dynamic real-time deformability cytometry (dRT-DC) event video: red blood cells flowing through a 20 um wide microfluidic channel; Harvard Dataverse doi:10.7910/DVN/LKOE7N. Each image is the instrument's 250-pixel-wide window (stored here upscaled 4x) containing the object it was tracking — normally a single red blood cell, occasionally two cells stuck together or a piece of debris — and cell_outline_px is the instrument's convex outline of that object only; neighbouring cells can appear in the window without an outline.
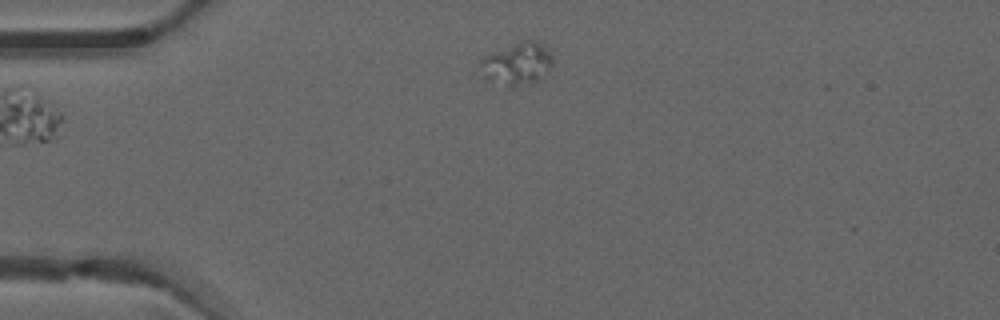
{"species": "common noctule bat (a hibernating species)", "species_latin": "Nyctalus noctula", "temperature_condition": "warm", "stored_images_in_passage": 2, "segment_of_instrument_passage": [2, 2], "camera_frame_rate_fps": 3000, "um_per_image_px": 0.085, "animal": {"sex": "male", "forearm_length_mm": 52.5}, "frame": {"image": 1, "passage_image": 2, "time_ms": 0.333, "image_size_px": [1000, 320], "cell_outline_px": [[552, 64], [540, 80], [528, 84], [512, 88], [508, 88], [484, 80], [480, 64], [480, 60], [484, 56], [520, 40], [536, 40], [552, 56]], "centroid_in_image_um": [43.9, 5.46], "position_along_channel_um": 41.1, "area_um2": 18.15}}